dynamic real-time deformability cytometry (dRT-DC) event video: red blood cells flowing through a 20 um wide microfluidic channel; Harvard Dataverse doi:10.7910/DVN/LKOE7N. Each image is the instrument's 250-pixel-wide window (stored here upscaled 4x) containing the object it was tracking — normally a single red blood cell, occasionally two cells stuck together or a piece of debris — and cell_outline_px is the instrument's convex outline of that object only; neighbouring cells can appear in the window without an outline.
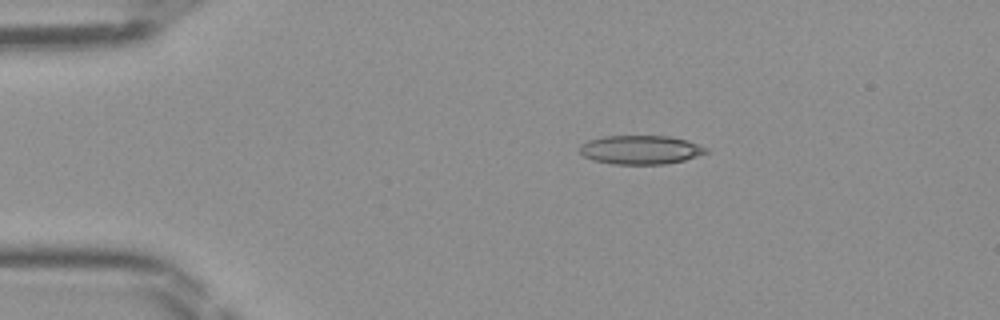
{"species": "Egyptian fruit bat (a non-hibernating species)", "species_latin": "Rousettus aegyptiacus", "temperature_condition": "room temperature", "stored_images_in_passage": 39, "camera_frame_rate_fps": 3000, "um_per_image_px": 0.085, "frame": {"image": 1, "passage_image": 1, "time_ms": 0.0, "image_size_px": [1000, 320], "cell_outline_px": [[708, 152], [684, 160], [664, 164], [612, 164], [592, 160], [584, 156], [580, 152], [580, 144], [588, 140], [604, 136], [668, 136], [688, 140], [708, 148]], "centroid_in_image_um": [54.43, 12.73], "position_along_channel_um": 30.6, "area_um2": 21.27}}
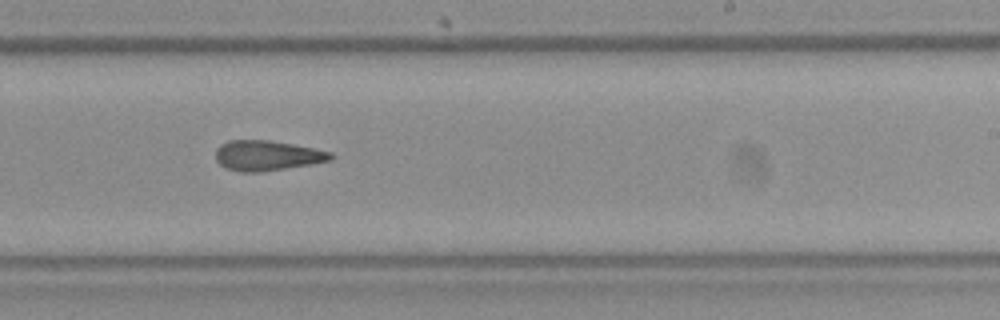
{"frame": {"image": 2, "passage_image": 21, "time_ms": 6.667, "image_size_px": [1000, 320], "cell_outline_px": [[336, 156], [332, 160], [312, 164], [260, 172], [240, 172], [224, 168], [216, 160], [216, 148], [220, 144], [228, 140], [268, 140], [292, 144], [332, 152]], "centroid_in_image_um": [22.7, 13.22], "position_along_channel_um": 266.3, "area_um2": 20.35}}
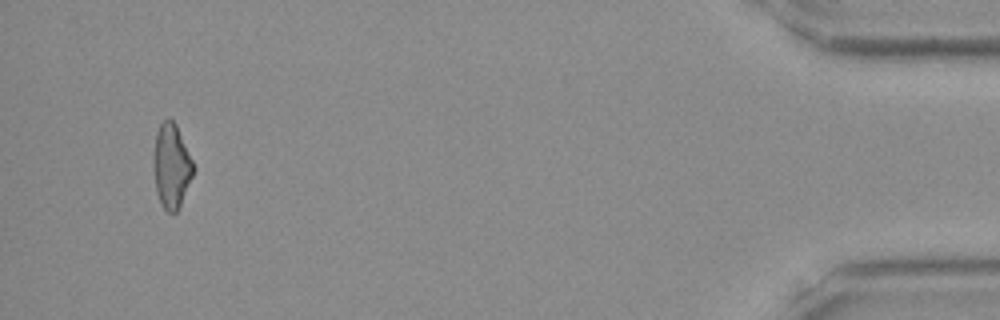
{"frame": {"image": 3, "passage_image": 37, "time_ms": 12.0, "image_size_px": [1000, 320], "cell_outline_px": [[192, 176], [180, 204], [176, 212], [168, 212], [160, 204], [156, 192], [156, 136], [160, 124], [168, 116], [176, 124], [192, 160]], "centroid_in_image_um": [14.59, 14.11], "position_along_channel_um": 420.6, "area_um2": 18.44}}